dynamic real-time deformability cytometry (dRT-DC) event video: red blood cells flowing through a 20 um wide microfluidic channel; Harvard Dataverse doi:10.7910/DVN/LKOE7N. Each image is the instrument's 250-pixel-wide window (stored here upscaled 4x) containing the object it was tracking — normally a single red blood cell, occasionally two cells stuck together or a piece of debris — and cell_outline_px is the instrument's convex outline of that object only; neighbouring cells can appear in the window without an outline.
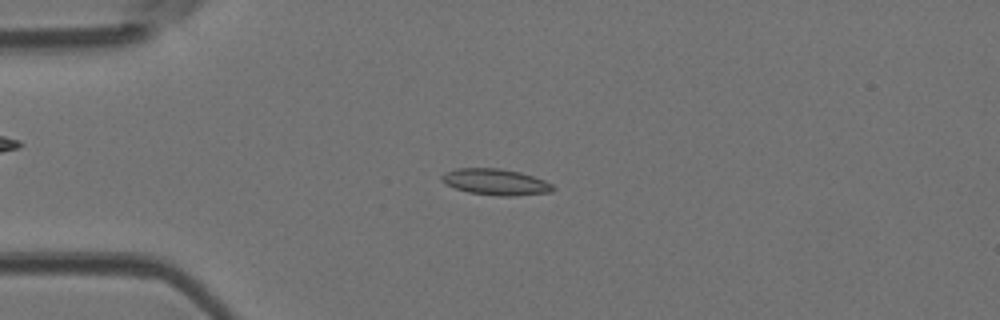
{"species": "Egyptian fruit bat (a non-hibernating species)", "species_latin": "Rousettus aegyptiacus", "temperature_condition": "room temperature", "stored_images_in_passage": 5, "camera_frame_rate_fps": 3000, "um_per_image_px": 0.085, "animal": {"sex": "female"}, "frame": {"image": 1, "passage_image": 3, "time_ms": 0.667, "image_size_px": [1000, 320], "cell_outline_px": [[556, 188], [552, 192], [512, 196], [500, 196], [468, 192], [444, 184], [440, 180], [440, 176], [444, 172], [456, 168], [500, 168], [520, 172], [544, 180], [552, 184]], "centroid_in_image_um": [42.1, 15.46], "position_along_channel_um": 42.9, "area_um2": 17.11}}
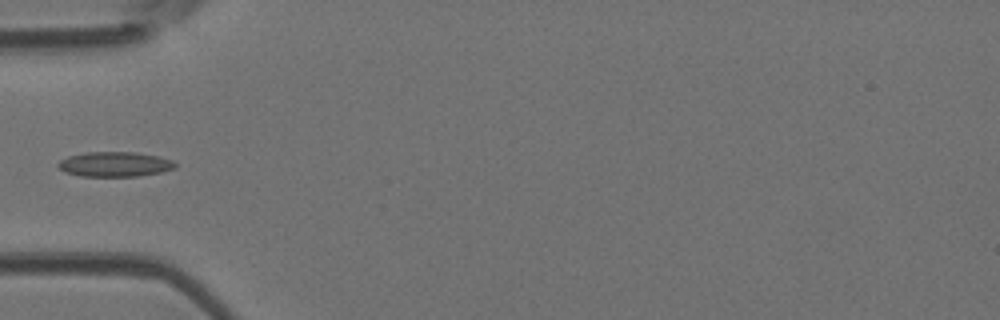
{"frame": {"image": 2, "passage_image": 4, "time_ms": 1.0, "image_size_px": [1000, 320], "cell_outline_px": [[176, 168], [160, 172], [140, 176], [80, 176], [64, 172], [56, 164], [60, 160], [68, 156], [88, 152], [136, 152], [160, 156], [172, 160], [176, 164]], "centroid_in_image_um": [9.76, 13.96], "position_along_channel_um": 75.2, "area_um2": 17.05}}
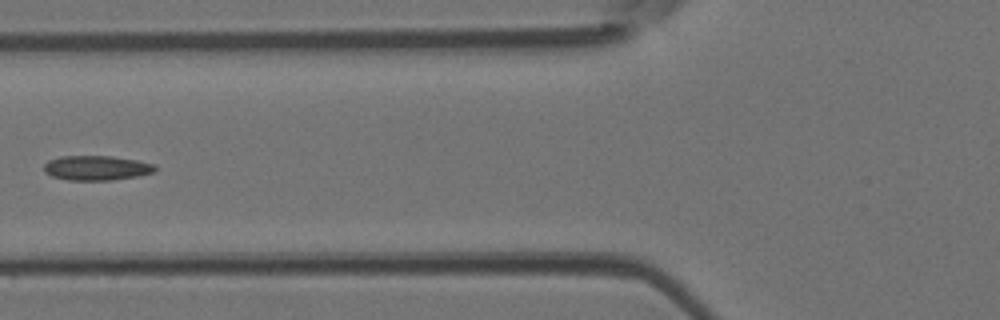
{"frame": {"image": 3, "passage_image": 5, "time_ms": 1.333, "image_size_px": [1000, 320], "cell_outline_px": [[156, 168], [152, 172], [136, 176], [112, 180], [68, 180], [52, 176], [44, 172], [44, 164], [48, 160], [60, 156], [112, 156], [136, 160], [156, 164]], "centroid_in_image_um": [8.17, 14.27], "position_along_channel_um": 117.6, "area_um2": 15.95}}